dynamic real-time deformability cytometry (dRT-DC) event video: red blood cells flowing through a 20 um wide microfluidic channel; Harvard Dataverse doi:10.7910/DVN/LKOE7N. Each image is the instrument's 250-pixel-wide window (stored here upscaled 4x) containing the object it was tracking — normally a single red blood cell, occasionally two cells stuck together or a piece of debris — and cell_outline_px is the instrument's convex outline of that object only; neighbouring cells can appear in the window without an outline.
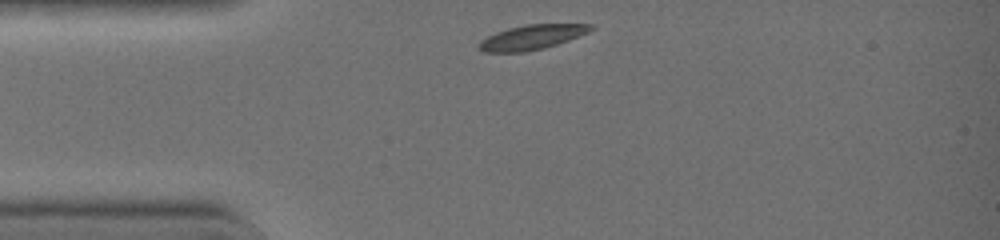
{"species": "common noctule bat (a hibernating species)", "species_latin": "Nyctalus noctula", "temperature_condition": "warm", "stored_images_in_passage": 29, "camera_frame_rate_fps": 3000, "um_per_image_px": 0.085, "animal": {"sex": "female", "body_mass_g": 19.0, "forearm_length_mm": 51.5}, "frame": {"image": 1, "passage_image": 1, "time_ms": 0.0, "image_size_px": [1000, 240], "cell_outline_px": [[596, 28], [588, 32], [568, 40], [544, 48], [524, 52], [484, 52], [476, 48], [476, 44], [480, 40], [496, 32], [508, 28], [524, 24], [592, 24]], "centroid_in_image_um": [45.16, 3.16], "position_along_channel_um": 39.8, "area_um2": 16.18}}
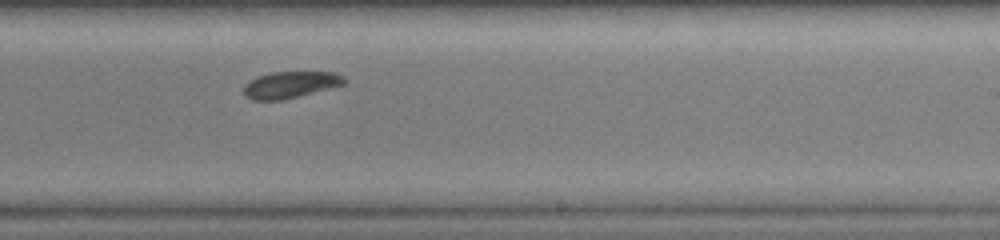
{"frame": {"image": 2, "passage_image": 18, "time_ms": 5.667, "image_size_px": [1000, 240], "cell_outline_px": [[348, 80], [344, 84], [332, 88], [300, 96], [280, 100], [252, 100], [244, 96], [244, 84], [248, 80], [256, 76], [272, 72], [336, 72], [344, 76]], "centroid_in_image_um": [24.68, 7.2], "position_along_channel_um": 264.3, "area_um2": 15.9}}
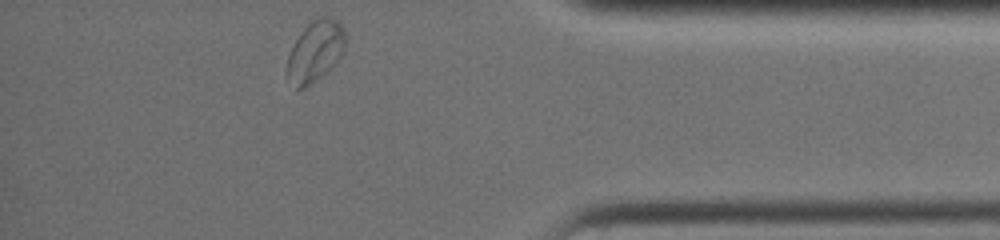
{"frame": {"image": 3, "passage_image": 29, "time_ms": 9.333, "image_size_px": [1000, 240], "cell_outline_px": [[344, 52], [332, 68], [328, 72], [312, 84], [304, 88], [296, 88], [284, 72], [288, 56], [296, 40], [304, 28], [312, 20], [320, 16], [328, 16], [336, 20], [344, 28]], "centroid_in_image_um": [26.79, 4.38], "position_along_channel_um": 408.4, "area_um2": 20.87}, "authors_computed_cell_mechanics": {"area_um2": 16.8198, "velocity_mm_per_s": 4.3785, "shape_relaxation_time_tau1_ms": 1.9512, "shape_relaxation_time_tau2_ms": 7.5579, "deformation_change_tau1": 0.0798, "deformation_change_tau2": 0.1008}}